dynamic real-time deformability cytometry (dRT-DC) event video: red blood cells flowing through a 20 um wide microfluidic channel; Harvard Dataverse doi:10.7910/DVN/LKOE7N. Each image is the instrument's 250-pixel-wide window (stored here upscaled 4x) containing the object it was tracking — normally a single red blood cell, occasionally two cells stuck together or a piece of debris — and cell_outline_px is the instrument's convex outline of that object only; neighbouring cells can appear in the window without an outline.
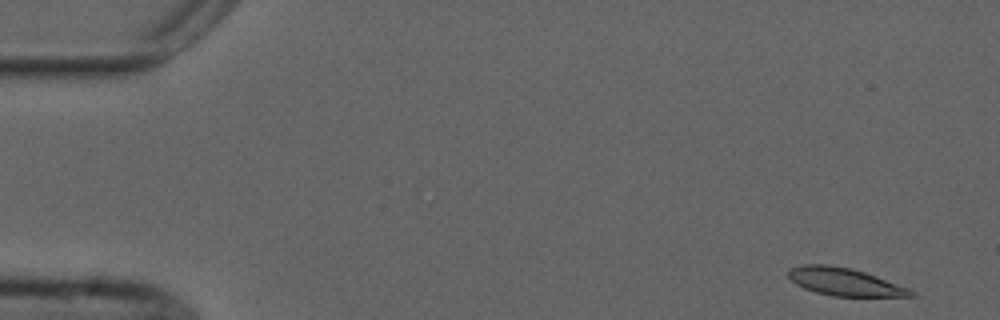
{"species": "common noctule bat (a hibernating species)", "species_latin": "Nyctalus noctula", "temperature_condition": "cold", "stored_images_in_passage": 53, "camera_frame_rate_fps": 3000, "um_per_image_px": 0.085, "animal": {"sex": "male", "forearm_length_mm": 52.5}, "frame": {"image": 1, "passage_image": 1, "time_ms": 0.0, "image_size_px": [1000, 320], "cell_outline_px": [[916, 296], [832, 296], [816, 292], [804, 288], [796, 284], [788, 276], [788, 268], [804, 264], [824, 264], [852, 268], [876, 276], [908, 288], [916, 292]], "centroid_in_image_um": [71.77, 23.95], "position_along_channel_um": 13.2, "area_um2": 19.65}}
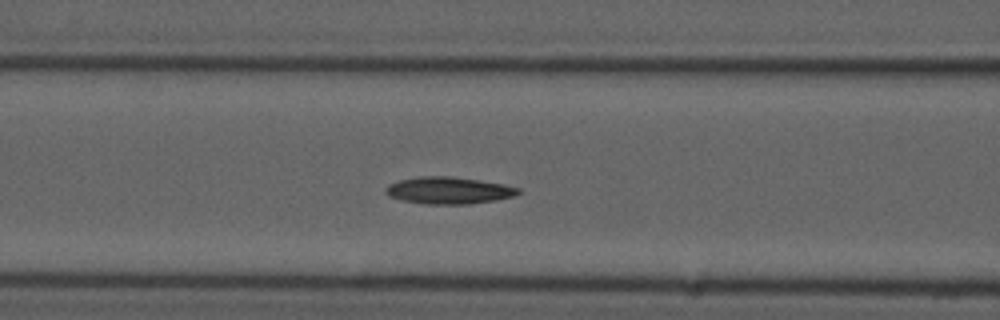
{"frame": {"image": 2, "passage_image": 20, "time_ms": 6.333, "image_size_px": [1000, 320], "cell_outline_px": [[520, 192], [516, 196], [496, 200], [468, 204], [428, 204], [400, 200], [388, 196], [384, 192], [384, 188], [388, 184], [400, 180], [416, 176], [452, 176], [480, 180], [520, 188]], "centroid_in_image_um": [38.1, 16.18], "position_along_channel_um": 128.5, "area_um2": 20.98}}
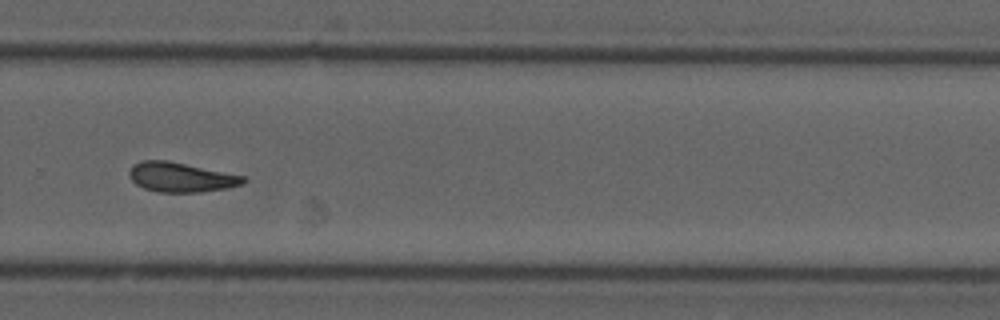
{"frame": {"image": 3, "passage_image": 35, "time_ms": 11.333, "image_size_px": [1000, 320], "cell_outline_px": [[248, 180], [244, 184], [228, 188], [200, 192], [160, 192], [144, 188], [136, 184], [132, 180], [128, 172], [132, 164], [140, 160], [168, 160], [244, 176]], "centroid_in_image_um": [15.38, 15.06], "position_along_channel_um": 314.4, "area_um2": 19.77}, "authors_computed_cell_mechanics": {"area_um2": 19.7676, "velocity_mm_per_s": 3.7321, "shape_relaxation_time_tau1_ms": null, "shape_relaxation_time_tau2_ms": 6.6498, "deformation_change_tau1": null, "deformation_change_tau2": 0.152}}